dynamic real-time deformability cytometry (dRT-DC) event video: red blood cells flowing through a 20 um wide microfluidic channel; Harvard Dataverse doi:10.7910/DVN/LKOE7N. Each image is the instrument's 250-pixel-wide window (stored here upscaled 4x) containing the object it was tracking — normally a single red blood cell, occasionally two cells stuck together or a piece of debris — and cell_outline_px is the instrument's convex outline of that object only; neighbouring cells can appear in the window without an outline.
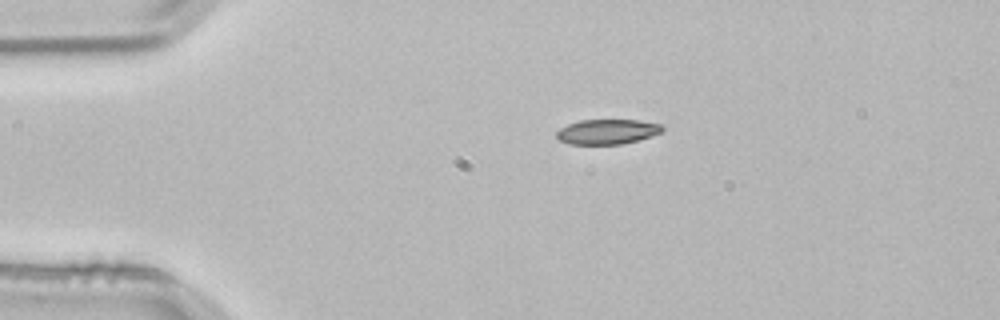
{"species": "common noctule bat (a hibernating species)", "species_latin": "Nyctalus noctula", "temperature_condition": "room temperature", "stored_images_in_passage": 3, "camera_frame_rate_fps": 3000, "um_per_image_px": 0.085, "animal": {"sex": "male", "body_mass_g": 21.5, "forearm_length_mm": 52.0}, "frame": {"image": 1, "passage_image": 2, "time_ms": 0.333, "image_size_px": [1000, 320], "cell_outline_px": [[664, 128], [660, 132], [652, 136], [640, 140], [624, 144], [568, 144], [560, 140], [556, 136], [556, 132], [560, 128], [568, 124], [580, 120], [640, 120], [664, 124]], "centroid_in_image_um": [51.65, 11.19], "position_along_channel_um": 33.3, "area_um2": 15.55}}